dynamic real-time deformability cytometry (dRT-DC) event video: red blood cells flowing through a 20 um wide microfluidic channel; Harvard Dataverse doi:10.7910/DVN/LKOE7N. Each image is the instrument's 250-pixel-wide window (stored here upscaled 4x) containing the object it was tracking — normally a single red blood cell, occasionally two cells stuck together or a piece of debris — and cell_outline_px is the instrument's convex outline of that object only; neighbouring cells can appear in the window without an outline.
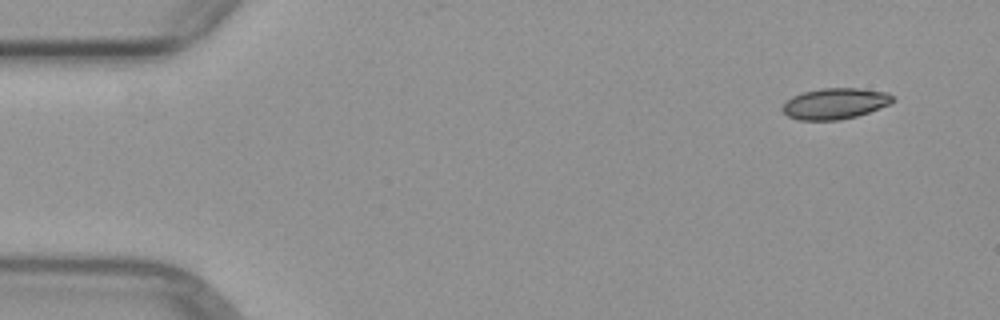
{"species": "common noctule bat (a hibernating species)", "species_latin": "Nyctalus noctula", "temperature_condition": "warm", "stored_images_in_passage": 3, "camera_frame_rate_fps": 3000, "um_per_image_px": 0.085, "animal": {"sex": "female", "body_mass_g": 29.2, "forearm_length_mm": 56.3}, "frame": {"image": 1, "passage_image": 1, "time_ms": 0.0, "image_size_px": [1000, 320], "cell_outline_px": [[896, 100], [888, 104], [868, 112], [856, 116], [840, 120], [800, 120], [788, 116], [780, 108], [792, 96], [804, 92], [820, 88], [856, 88], [888, 92]], "centroid_in_image_um": [70.96, 8.8], "position_along_channel_um": 14.0, "area_um2": 19.77}}